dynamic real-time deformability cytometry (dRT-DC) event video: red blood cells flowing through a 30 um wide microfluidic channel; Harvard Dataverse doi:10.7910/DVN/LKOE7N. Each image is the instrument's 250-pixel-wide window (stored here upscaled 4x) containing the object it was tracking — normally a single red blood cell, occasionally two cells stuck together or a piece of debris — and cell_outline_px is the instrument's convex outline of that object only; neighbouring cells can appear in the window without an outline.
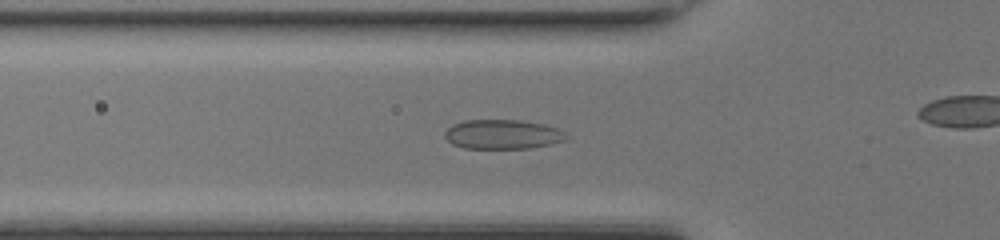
{"species": "common noctule bat (a hibernating species)", "species_latin": "Nyctalus noctula", "temperature_condition": "room temperature", "stored_images_in_passage": 38, "camera_frame_rate_fps": 3000, "um_per_image_px": 0.085, "animal": {"sex": "female", "body_mass_g": 17.0, "forearm_length_mm": 48.0}, "frame": {"image": 1, "passage_image": 6, "time_ms": 1.667, "image_size_px": [1000, 240], "cell_outline_px": [[568, 136], [564, 140], [552, 144], [532, 148], [464, 148], [452, 144], [444, 136], [444, 132], [452, 124], [464, 120], [520, 120], [540, 124], [556, 128], [564, 132]], "centroid_in_image_um": [42.69, 11.42], "position_along_channel_um": 83.1, "area_um2": 20.75}}
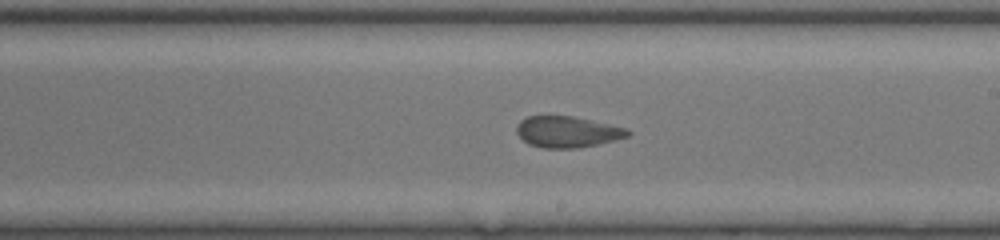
{"frame": {"image": 2, "passage_image": 17, "time_ms": 5.333, "image_size_px": [1000, 240], "cell_outline_px": [[632, 132], [628, 136], [616, 140], [580, 148], [540, 148], [528, 144], [516, 132], [516, 128], [520, 120], [528, 116], [572, 116], [628, 128]], "centroid_in_image_um": [48.24, 11.21], "position_along_channel_um": 240.8, "area_um2": 20.29}}
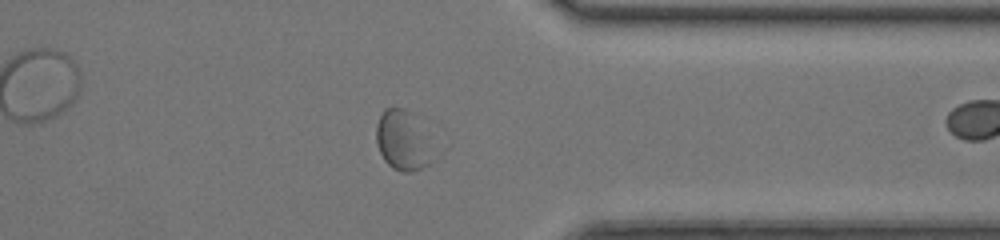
{"frame": {"image": 3, "passage_image": 27, "time_ms": 8.667, "image_size_px": [1000, 240], "cell_outline_px": [[448, 148], [440, 156], [424, 168], [408, 172], [404, 172], [392, 168], [384, 160], [380, 152], [376, 140], [376, 124], [384, 108], [404, 108], [448, 144]], "centroid_in_image_um": [34.58, 11.98], "position_along_channel_um": 376.8, "area_um2": 22.72}, "authors_computed_cell_mechanics": {"area_um2": 21.0681, "velocity_mm_per_s": 4.2938, "shape_relaxation_time_tau1_ms": null, "shape_relaxation_time_tau2_ms": 0.923, "deformation_change_tau1": null, "deformation_change_tau2": 0.0514}}